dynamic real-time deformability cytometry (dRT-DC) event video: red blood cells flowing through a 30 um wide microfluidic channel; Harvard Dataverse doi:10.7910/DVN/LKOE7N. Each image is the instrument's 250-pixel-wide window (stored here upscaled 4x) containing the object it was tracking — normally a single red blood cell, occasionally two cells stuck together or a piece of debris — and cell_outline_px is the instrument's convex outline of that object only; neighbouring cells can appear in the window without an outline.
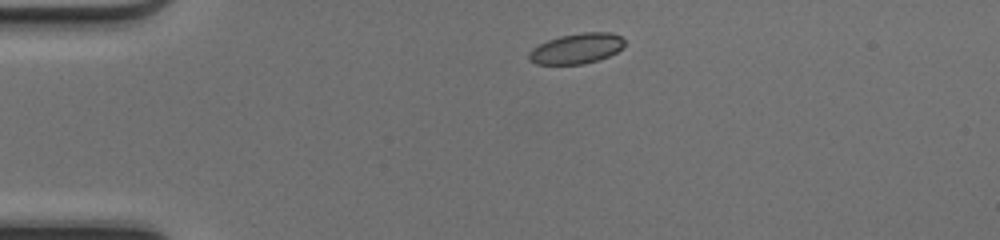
{"species": "common noctule bat (a hibernating species)", "species_latin": "Nyctalus noctula", "temperature_condition": "cold", "stored_images_in_passage": 39, "camera_frame_rate_fps": 3000, "um_per_image_px": 0.085, "animal": {"sex": "female", "body_mass_g": 17.0, "forearm_length_mm": 48.0}, "frame": {"image": 1, "passage_image": 1, "time_ms": 0.0, "image_size_px": [1000, 240], "cell_outline_px": [[624, 48], [600, 60], [584, 64], [536, 64], [528, 60], [528, 52], [532, 48], [548, 40], [560, 36], [584, 32], [612, 32], [620, 36], [624, 40]], "centroid_in_image_um": [49.02, 4.13], "position_along_channel_um": 36.0, "area_um2": 17.05}}
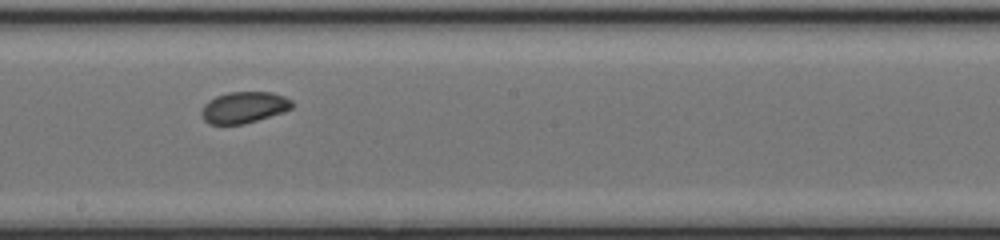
{"frame": {"image": 2, "passage_image": 18, "time_ms": 5.667, "image_size_px": [1000, 240], "cell_outline_px": [[292, 108], [284, 112], [244, 124], [208, 124], [200, 116], [200, 112], [204, 104], [208, 100], [216, 96], [228, 92], [272, 92], [284, 96], [292, 100]], "centroid_in_image_um": [20.71, 9.13], "position_along_channel_um": 227.5, "area_um2": 16.7}}
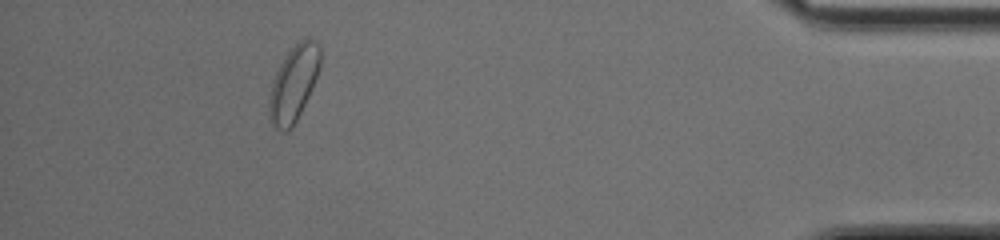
{"frame": {"image": 3, "passage_image": 35, "time_ms": 11.333, "image_size_px": [1000, 240], "cell_outline_px": [[320, 64], [312, 88], [292, 128], [288, 132], [284, 132], [272, 128], [268, 116], [268, 100], [272, 84], [276, 72], [284, 56], [300, 40], [308, 36], [320, 48]], "centroid_in_image_um": [24.92, 7.15], "position_along_channel_um": 410.3, "area_um2": 22.37}, "authors_computed_cell_mechanics": {"area_um2": 17.1666, "velocity_mm_per_s": 4.1964, "shape_relaxation_time_tau1_ms": 2.9669, "shape_relaxation_time_tau2_ms": null, "deformation_change_tau1": 0.0801, "deformation_change_tau2": null}}